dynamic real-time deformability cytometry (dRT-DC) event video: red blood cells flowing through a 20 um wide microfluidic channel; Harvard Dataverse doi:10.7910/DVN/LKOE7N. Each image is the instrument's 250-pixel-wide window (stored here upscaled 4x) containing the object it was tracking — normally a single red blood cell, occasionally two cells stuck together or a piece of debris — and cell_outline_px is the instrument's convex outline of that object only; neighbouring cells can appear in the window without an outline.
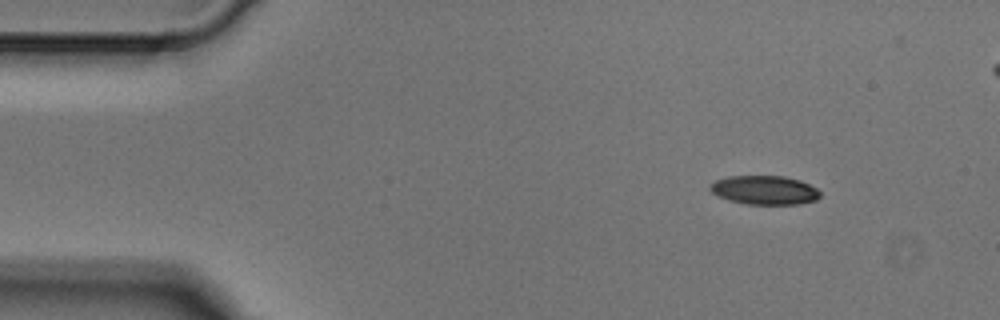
{"species": "Egyptian fruit bat (a non-hibernating species)", "species_latin": "Rousettus aegyptiacus", "temperature_condition": "cold", "stored_images_in_passage": 4, "camera_frame_rate_fps": 3000, "um_per_image_px": 0.085, "animal": {"sex": "male"}, "frame": {"image": 1, "passage_image": 1, "time_ms": 0.0, "image_size_px": [1000, 320], "cell_outline_px": [[820, 196], [816, 200], [800, 204], [748, 204], [728, 200], [716, 196], [708, 188], [716, 180], [728, 176], [784, 176], [800, 180], [816, 188], [820, 192]], "centroid_in_image_um": [64.98, 16.16], "position_along_channel_um": 20.0, "area_um2": 18.55}}